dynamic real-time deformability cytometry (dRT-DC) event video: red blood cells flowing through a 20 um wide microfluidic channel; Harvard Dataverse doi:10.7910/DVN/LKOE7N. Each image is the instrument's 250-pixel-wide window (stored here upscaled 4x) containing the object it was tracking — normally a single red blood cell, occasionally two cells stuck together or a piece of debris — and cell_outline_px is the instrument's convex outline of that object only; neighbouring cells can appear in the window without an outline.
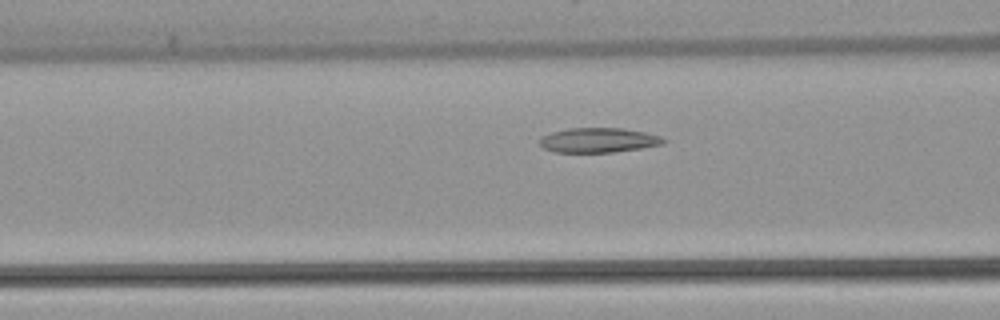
{"species": "common noctule bat (a hibernating species)", "species_latin": "Nyctalus noctula", "temperature_condition": "warm", "stored_images_in_passage": 33, "camera_frame_rate_fps": 3000, "um_per_image_px": 0.085, "animal": {"sex": "female", "body_mass_g": 22.7, "forearm_length_mm": 54.2}, "frame": {"image": 1, "passage_image": 11, "time_ms": 3.333, "image_size_px": [1000, 320], "cell_outline_px": [[668, 140], [664, 144], [640, 148], [612, 152], [556, 152], [544, 148], [540, 144], [540, 136], [552, 132], [568, 128], [624, 128], [644, 132], [660, 136]], "centroid_in_image_um": [50.88, 11.91], "position_along_channel_um": 115.7, "area_um2": 17.8}}
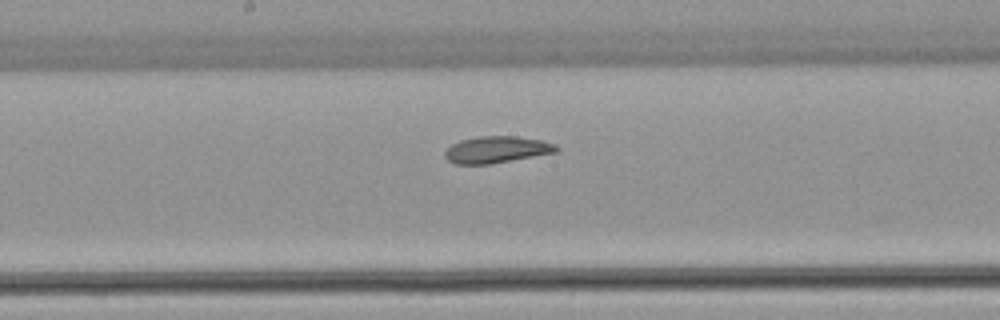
{"frame": {"image": 2, "passage_image": 18, "time_ms": 5.667, "image_size_px": [1000, 320], "cell_outline_px": [[560, 152], [488, 164], [456, 164], [448, 160], [444, 156], [444, 152], [452, 144], [460, 140], [480, 136], [516, 136], [540, 140], [556, 144], [560, 148]], "centroid_in_image_um": [42.25, 12.71], "position_along_channel_um": 205.9, "area_um2": 17.4}}
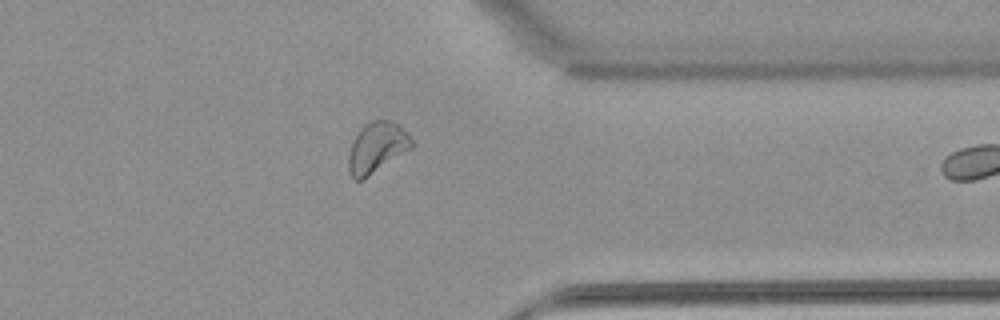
{"frame": {"image": 3, "passage_image": 32, "time_ms": 10.333, "image_size_px": [1000, 320], "cell_outline_px": [[416, 144], [412, 148], [364, 180], [352, 180], [348, 172], [348, 152], [360, 128], [364, 124], [372, 120], [392, 120], [408, 132]], "centroid_in_image_um": [32.04, 12.56], "position_along_channel_um": 379.4, "area_um2": 19.07}}